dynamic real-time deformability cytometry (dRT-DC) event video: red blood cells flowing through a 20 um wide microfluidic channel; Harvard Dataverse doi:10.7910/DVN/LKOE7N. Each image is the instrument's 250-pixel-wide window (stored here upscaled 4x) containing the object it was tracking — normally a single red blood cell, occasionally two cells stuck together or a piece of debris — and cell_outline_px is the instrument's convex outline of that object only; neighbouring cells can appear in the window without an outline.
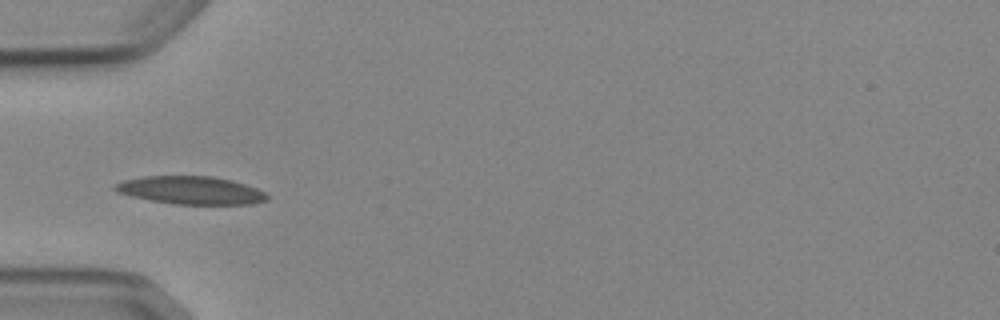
{"species": "Egyptian fruit bat (a non-hibernating species)", "species_latin": "Rousettus aegyptiacus", "temperature_condition": "cold", "stored_images_in_passage": 8, "camera_frame_rate_fps": 3000, "um_per_image_px": 0.085, "animal": {"sex": "female"}, "frame": {"image": 1, "passage_image": 5, "time_ms": 4.667, "image_size_px": [1000, 320], "cell_outline_px": [[268, 200], [252, 204], [172, 204], [132, 196], [116, 192], [112, 188], [116, 184], [124, 180], [144, 176], [212, 176], [232, 180], [256, 188], [264, 192], [268, 196]], "centroid_in_image_um": [16.23, 16.17], "position_along_channel_um": 68.8, "area_um2": 24.68}}
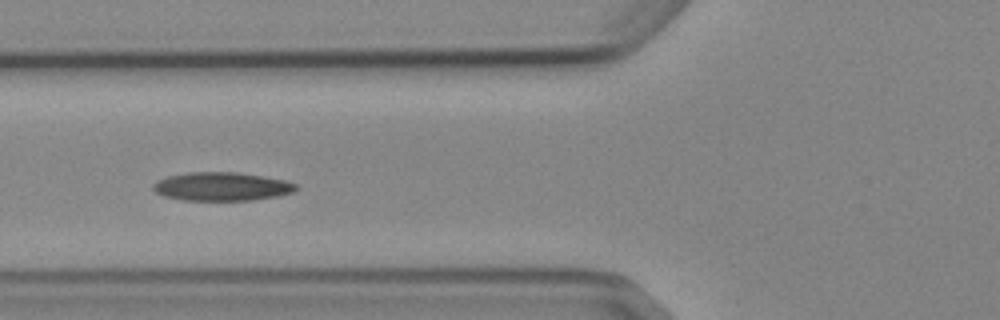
{"frame": {"image": 2, "passage_image": 6, "time_ms": 5.667, "image_size_px": [1000, 320], "cell_outline_px": [[296, 192], [276, 196], [252, 200], [184, 200], [164, 196], [156, 192], [152, 188], [152, 184], [156, 180], [168, 176], [188, 172], [236, 172], [264, 176], [284, 180], [296, 184]], "centroid_in_image_um": [18.83, 15.85], "position_along_channel_um": 107.0, "area_um2": 23.76}}